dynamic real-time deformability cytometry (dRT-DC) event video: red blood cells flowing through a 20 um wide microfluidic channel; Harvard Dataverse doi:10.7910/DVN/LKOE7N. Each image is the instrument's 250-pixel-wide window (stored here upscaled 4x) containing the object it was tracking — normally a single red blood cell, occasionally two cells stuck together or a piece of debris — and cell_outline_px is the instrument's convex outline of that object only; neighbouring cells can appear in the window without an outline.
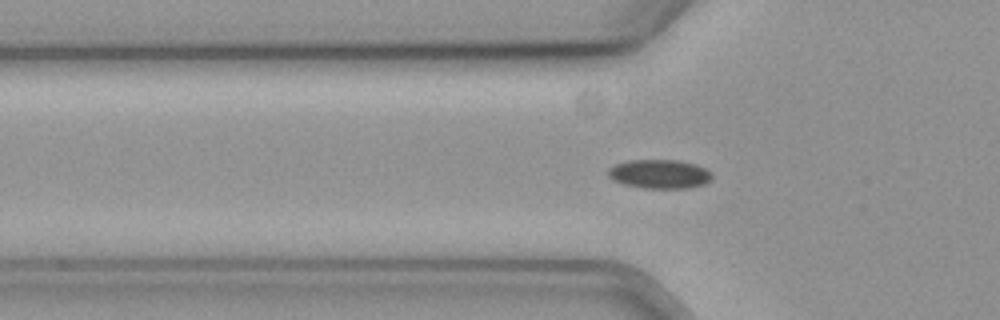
{"species": "common noctule bat (a hibernating species)", "species_latin": "Nyctalus noctula", "temperature_condition": "cold", "stored_images_in_passage": 37, "camera_frame_rate_fps": 3000, "um_per_image_px": 0.085, "animal": {"sex": "female", "body_mass_g": 19.3, "forearm_length_mm": 54.1}, "frame": {"image": 1, "passage_image": 7, "time_ms": 2.0, "image_size_px": [1000, 320], "cell_outline_px": [[712, 180], [704, 184], [688, 188], [644, 188], [624, 184], [608, 176], [608, 168], [616, 164], [632, 160], [680, 160], [696, 164], [712, 172]], "centroid_in_image_um": [56.11, 14.79], "position_along_channel_um": 69.7, "area_um2": 17.51}}
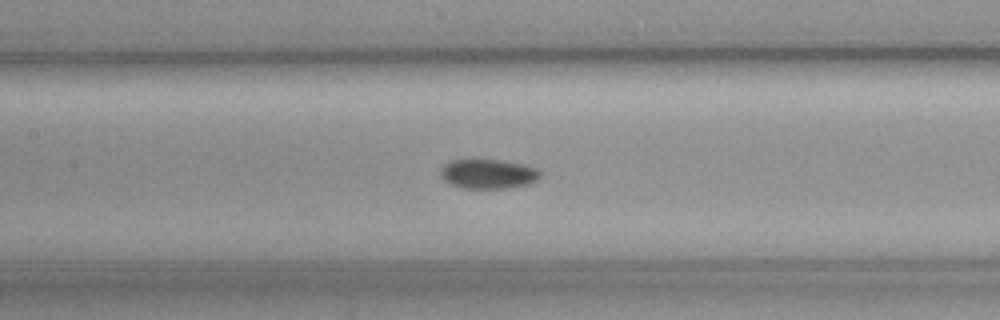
{"frame": {"image": 2, "passage_image": 15, "time_ms": 4.667, "image_size_px": [1000, 320], "cell_outline_px": [[540, 176], [536, 180], [528, 184], [508, 188], [460, 188], [448, 184], [440, 176], [440, 168], [444, 164], [452, 160], [504, 160], [524, 164], [540, 168]], "centroid_in_image_um": [41.48, 14.78], "position_along_channel_um": 165.9, "area_um2": 17.4}}
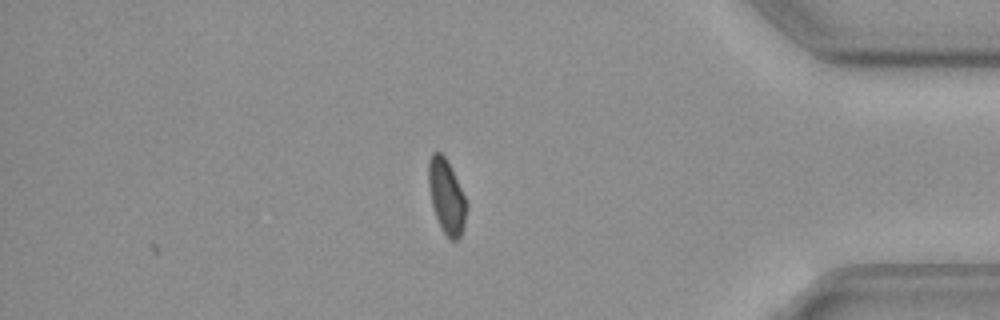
{"frame": {"image": 3, "passage_image": 37, "time_ms": 12.0, "image_size_px": [1000, 320], "cell_outline_px": [[468, 208], [464, 224], [460, 236], [456, 240], [448, 240], [440, 228], [432, 204], [428, 184], [428, 160], [432, 152], [440, 152], [444, 156], [468, 204]], "centroid_in_image_um": [37.94, 16.75], "position_along_channel_um": 397.3, "area_um2": 16.3}, "authors_computed_cell_mechanics": {"area_um2": 17.2244, "velocity_mm_per_s": 3.6069, "shape_relaxation_time_tau1_ms": null, "shape_relaxation_time_tau2_ms": 5.3813, "deformation_change_tau1": null, "deformation_change_tau2": 0.0667}}